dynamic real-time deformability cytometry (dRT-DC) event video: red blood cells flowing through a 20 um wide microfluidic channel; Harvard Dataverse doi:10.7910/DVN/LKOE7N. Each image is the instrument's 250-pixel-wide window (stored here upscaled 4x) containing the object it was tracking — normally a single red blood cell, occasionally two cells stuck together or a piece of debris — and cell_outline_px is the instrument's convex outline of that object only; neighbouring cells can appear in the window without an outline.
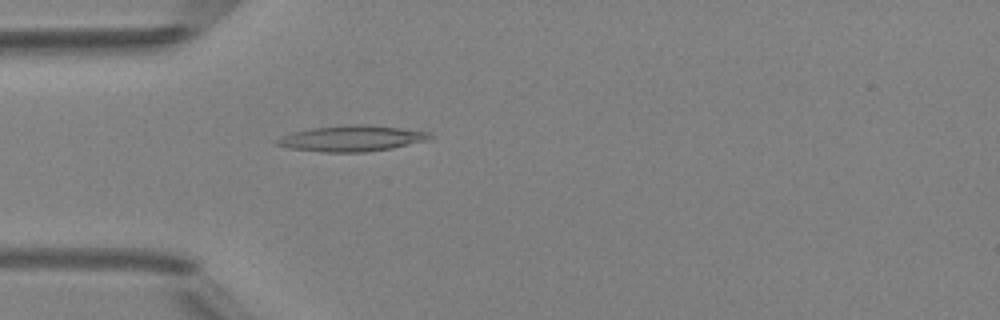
{"species": "Egyptian fruit bat (a non-hibernating species)", "species_latin": "Rousettus aegyptiacus", "temperature_condition": "room temperature", "stored_images_in_passage": 47, "camera_frame_rate_fps": 3000, "um_per_image_px": 0.085, "animal": {"sex": "female"}, "frame": {"image": 1, "passage_image": 13, "time_ms": 4.0, "image_size_px": [1000, 320], "cell_outline_px": [[436, 136], [432, 140], [392, 148], [364, 152], [324, 152], [292, 148], [276, 144], [272, 140], [280, 136], [292, 132], [308, 128], [352, 124], [364, 124], [428, 132]], "centroid_in_image_um": [29.9, 11.76], "position_along_channel_um": 55.1, "area_um2": 23.18}}
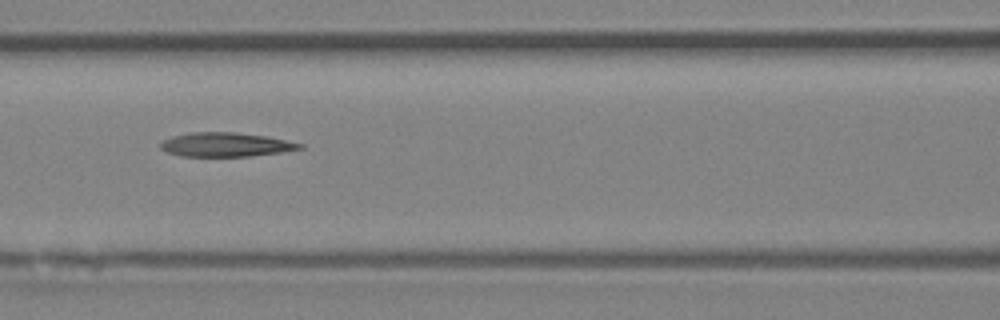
{"frame": {"image": 2, "passage_image": 20, "time_ms": 6.333, "image_size_px": [1000, 320], "cell_outline_px": [[304, 148], [280, 152], [252, 156], [180, 156], [168, 152], [160, 148], [160, 144], [164, 140], [172, 136], [192, 132], [232, 132], [264, 136], [304, 144]], "centroid_in_image_um": [19.17, 12.29], "position_along_channel_um": 147.4, "area_um2": 19.31}}
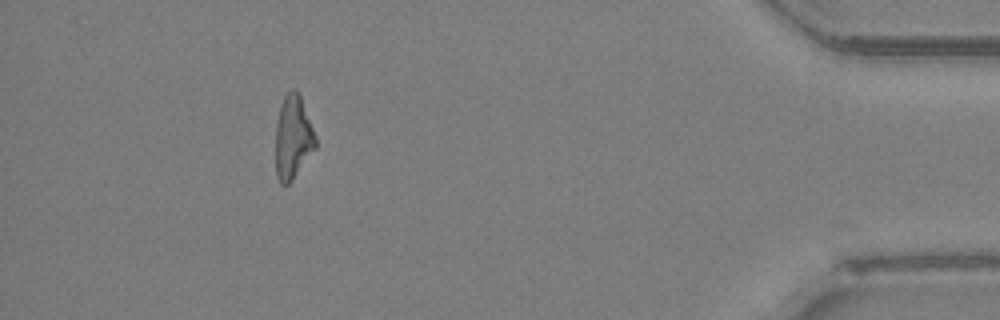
{"frame": {"image": 3, "passage_image": 43, "time_ms": 14.0, "image_size_px": [1000, 320], "cell_outline_px": [[316, 148], [292, 180], [288, 184], [280, 184], [276, 176], [276, 124], [280, 104], [284, 96], [292, 88], [296, 88], [300, 96], [316, 136]], "centroid_in_image_um": [24.89, 11.67], "position_along_channel_um": 410.3, "area_um2": 19.42}, "authors_computed_cell_mechanics": {"area_um2": 20.2878, "velocity_mm_per_s": 4.2082, "shape_relaxation_time_tau1_ms": null, "shape_relaxation_time_tau2_ms": 5.7485, "deformation_change_tau1": null, "deformation_change_tau2": 0.2045}}